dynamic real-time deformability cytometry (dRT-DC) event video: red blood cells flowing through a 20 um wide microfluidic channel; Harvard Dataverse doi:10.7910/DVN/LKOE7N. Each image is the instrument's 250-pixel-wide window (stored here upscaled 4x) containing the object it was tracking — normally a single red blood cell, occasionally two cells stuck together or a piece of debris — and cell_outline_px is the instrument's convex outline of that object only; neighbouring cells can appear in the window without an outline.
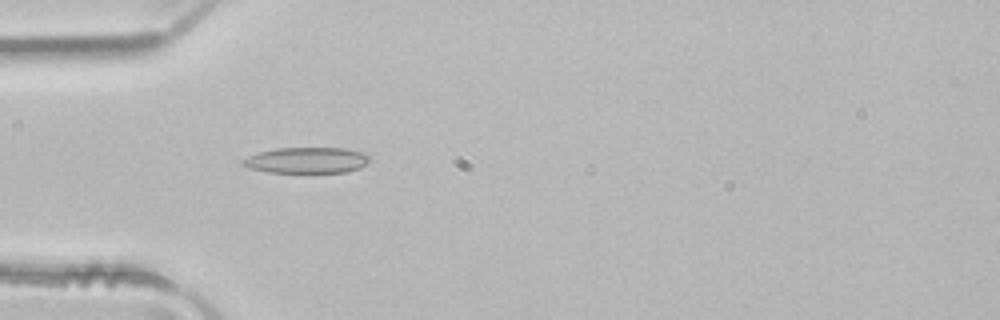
{"species": "common noctule bat (a hibernating species)", "species_latin": "Nyctalus noctula", "temperature_condition": "room temperature", "stored_images_in_passage": 4, "camera_frame_rate_fps": 3000, "um_per_image_px": 0.085, "animal": {"sex": "male", "body_mass_g": 21.5, "forearm_length_mm": 52.0}, "frame": {"image": 1, "passage_image": 4, "time_ms": 1.0, "image_size_px": [1000, 320], "cell_outline_px": [[368, 160], [360, 168], [344, 172], [268, 172], [248, 168], [240, 164], [240, 160], [248, 156], [260, 152], [276, 148], [344, 148], [364, 152], [368, 156]], "centroid_in_image_um": [26.02, 13.62], "position_along_channel_um": 59.0, "area_um2": 19.07}}